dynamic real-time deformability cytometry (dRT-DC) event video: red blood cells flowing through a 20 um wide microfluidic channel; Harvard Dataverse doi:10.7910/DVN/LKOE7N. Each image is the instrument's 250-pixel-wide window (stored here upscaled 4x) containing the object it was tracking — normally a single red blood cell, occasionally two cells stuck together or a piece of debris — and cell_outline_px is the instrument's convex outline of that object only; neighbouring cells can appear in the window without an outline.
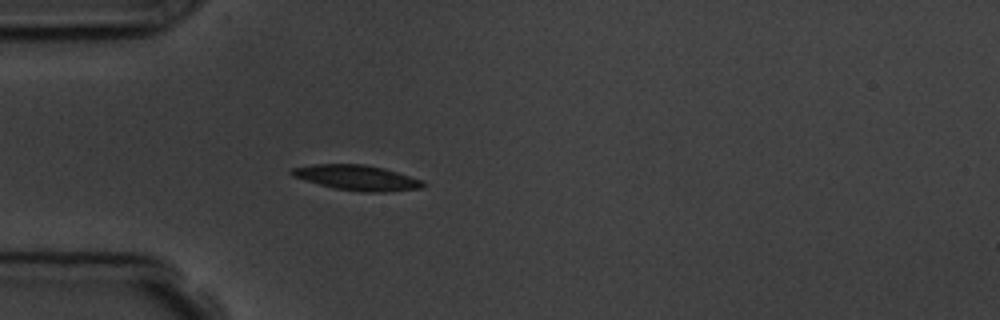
{"species": "common noctule bat (a hibernating species)", "species_latin": "Nyctalus noctula", "temperature_condition": "room temperature", "stored_images_in_passage": 4, "camera_frame_rate_fps": 3000, "um_per_image_px": 0.085, "animal": {"sex": "male", "body_mass_g": 19.5, "forearm_length_mm": 54.6}, "frame": {"image": 1, "passage_image": 4, "time_ms": 3.667, "image_size_px": [1000, 320], "cell_outline_px": [[428, 184], [420, 188], [384, 192], [360, 192], [336, 188], [304, 180], [292, 176], [288, 172], [292, 168], [312, 164], [364, 164], [384, 168], [420, 180]], "centroid_in_image_um": [30.3, 15.1], "position_along_channel_um": 54.7, "area_um2": 19.13}}